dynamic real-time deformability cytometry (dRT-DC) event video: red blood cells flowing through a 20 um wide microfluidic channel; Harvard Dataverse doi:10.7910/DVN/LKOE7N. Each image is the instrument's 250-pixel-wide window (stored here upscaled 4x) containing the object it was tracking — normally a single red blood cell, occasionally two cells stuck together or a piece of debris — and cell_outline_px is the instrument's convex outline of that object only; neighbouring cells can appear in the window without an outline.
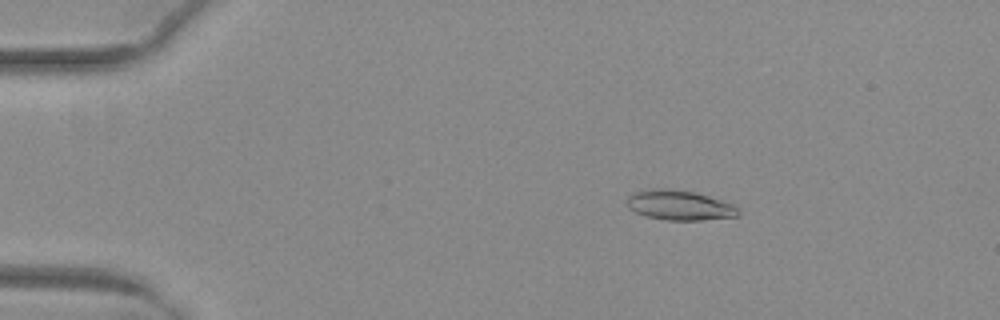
{"species": "common noctule bat (a hibernating species)", "species_latin": "Nyctalus noctula", "temperature_condition": "warm", "stored_images_in_passage": 53, "camera_frame_rate_fps": 3000, "um_per_image_px": 0.085, "animal": {"sex": "female", "body_mass_g": 29.2, "forearm_length_mm": 56.3}, "frame": {"image": 1, "passage_image": 10, "time_ms": 3.0, "image_size_px": [1000, 320], "cell_outline_px": [[740, 212], [736, 216], [700, 220], [668, 220], [644, 216], [628, 208], [628, 196], [632, 192], [652, 188], [664, 188], [696, 192], [732, 204], [740, 208]], "centroid_in_image_um": [57.73, 17.44], "position_along_channel_um": 27.3, "area_um2": 19.36}}
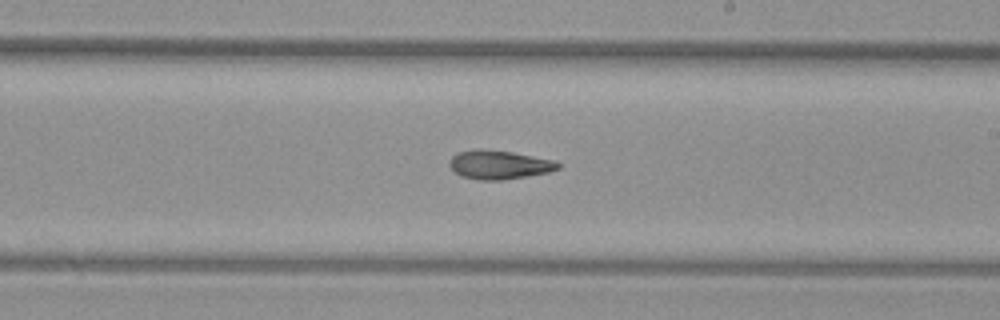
{"frame": {"image": 2, "passage_image": 32, "time_ms": 10.333, "image_size_px": [1000, 320], "cell_outline_px": [[560, 168], [548, 172], [528, 176], [504, 180], [476, 180], [460, 176], [448, 164], [448, 160], [456, 152], [476, 148], [480, 148], [512, 152], [556, 160], [560, 164]], "centroid_in_image_um": [42.4, 13.99], "position_along_channel_um": 246.6, "area_um2": 18.55}}
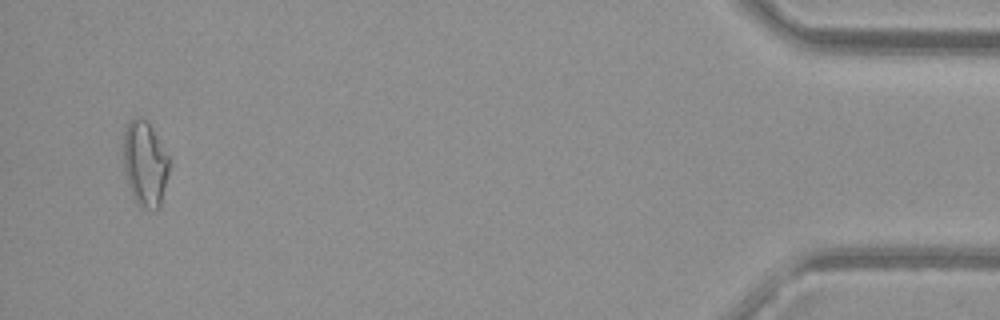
{"frame": {"image": 3, "passage_image": 51, "time_ms": 16.667, "image_size_px": [1000, 320], "cell_outline_px": [[168, 176], [160, 208], [152, 212], [140, 208], [136, 204], [132, 196], [124, 172], [124, 132], [128, 120], [136, 116], [140, 116], [152, 128], [168, 156]], "centroid_in_image_um": [12.31, 13.98], "position_along_channel_um": 422.9, "area_um2": 23.0}, "authors_computed_cell_mechanics": {"area_um2": 18.785, "velocity_mm_per_s": 4.0512, "shape_relaxation_time_tau1_ms": null, "shape_relaxation_time_tau2_ms": 3.1085, "deformation_change_tau1": null, "deformation_change_tau2": 0.1079}}